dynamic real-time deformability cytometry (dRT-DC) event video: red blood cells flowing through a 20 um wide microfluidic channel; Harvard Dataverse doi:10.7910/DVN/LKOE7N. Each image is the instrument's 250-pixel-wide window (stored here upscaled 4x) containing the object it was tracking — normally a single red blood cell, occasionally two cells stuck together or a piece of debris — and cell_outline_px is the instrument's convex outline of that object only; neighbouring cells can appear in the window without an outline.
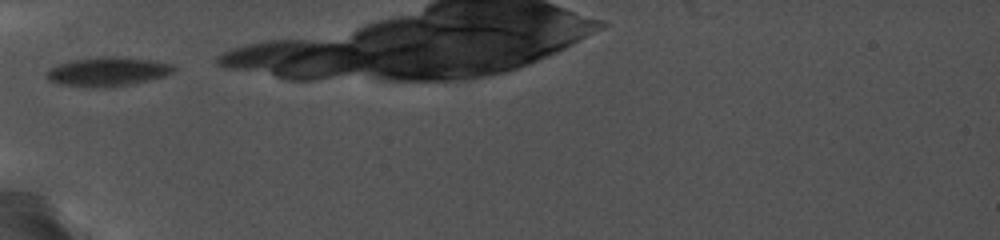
{"species": "common noctule bat (a hibernating species)", "species_latin": "Nyctalus noctula", "temperature_condition": "cold", "stored_images_in_passage": 13, "camera_frame_rate_fps": 5000, "um_per_image_px": 0.085, "animal": {"sex": "female", "body_mass_g": 19.0, "forearm_length_mm": 56.7}, "frame": {"image": 1, "passage_image": 1, "time_ms": 0.0, "image_size_px": [1000, 240], "cell_outline_px": [[176, 68], [172, 72], [164, 76], [132, 84], [104, 88], [56, 84], [48, 80], [44, 76], [44, 72], [48, 68], [56, 64], [68, 60], [104, 56], [116, 56], [156, 60], [172, 64]], "centroid_in_image_um": [9.08, 6.08], "position_along_channel_um": 75.9, "area_um2": 22.02}}